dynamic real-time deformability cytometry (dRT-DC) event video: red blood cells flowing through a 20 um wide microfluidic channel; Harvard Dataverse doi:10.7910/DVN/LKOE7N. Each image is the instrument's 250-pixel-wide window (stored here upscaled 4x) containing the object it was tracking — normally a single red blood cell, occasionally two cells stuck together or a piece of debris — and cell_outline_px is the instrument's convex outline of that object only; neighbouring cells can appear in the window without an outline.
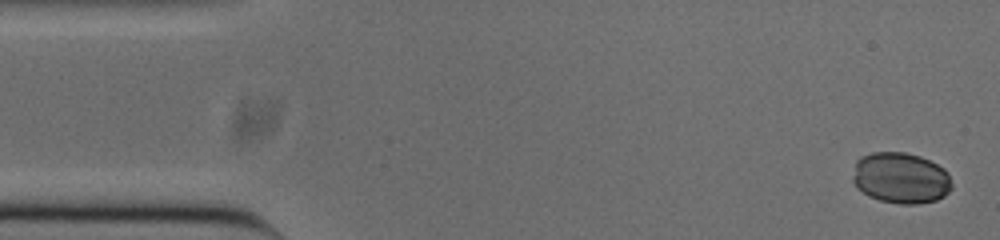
{"species": "common noctule bat (a hibernating species)", "species_latin": "Nyctalus noctula", "temperature_condition": "cold", "stored_images_in_passage": 52, "camera_frame_rate_fps": 3000, "um_per_image_px": 0.085, "animal": {"sex": "male", "body_mass_g": 20.0, "forearm_length_mm": 53.3}, "frame": {"image": 1, "passage_image": 1, "time_ms": 0.0, "image_size_px": [1000, 240], "cell_outline_px": [[952, 188], [944, 196], [936, 200], [920, 204], [900, 204], [880, 200], [868, 196], [856, 188], [852, 180], [852, 176], [856, 160], [860, 156], [872, 152], [904, 152], [920, 156], [944, 168], [948, 172], [952, 184]], "centroid_in_image_um": [76.54, 15.13], "position_along_channel_um": 8.5, "area_um2": 29.82}}